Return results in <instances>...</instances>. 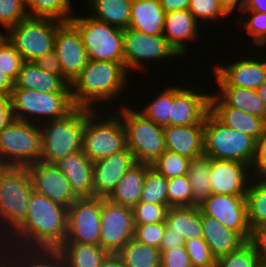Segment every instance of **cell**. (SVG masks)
<instances>
[{
	"label": "cell",
	"mask_w": 266,
	"mask_h": 267,
	"mask_svg": "<svg viewBox=\"0 0 266 267\" xmlns=\"http://www.w3.org/2000/svg\"><path fill=\"white\" fill-rule=\"evenodd\" d=\"M13 119L10 96L0 93V132Z\"/></svg>",
	"instance_id": "56"
},
{
	"label": "cell",
	"mask_w": 266,
	"mask_h": 267,
	"mask_svg": "<svg viewBox=\"0 0 266 267\" xmlns=\"http://www.w3.org/2000/svg\"><path fill=\"white\" fill-rule=\"evenodd\" d=\"M160 267H192L185 246L161 252Z\"/></svg>",
	"instance_id": "51"
},
{
	"label": "cell",
	"mask_w": 266,
	"mask_h": 267,
	"mask_svg": "<svg viewBox=\"0 0 266 267\" xmlns=\"http://www.w3.org/2000/svg\"><path fill=\"white\" fill-rule=\"evenodd\" d=\"M210 112L225 126L237 130L257 141L266 129V121L230 106H210Z\"/></svg>",
	"instance_id": "30"
},
{
	"label": "cell",
	"mask_w": 266,
	"mask_h": 267,
	"mask_svg": "<svg viewBox=\"0 0 266 267\" xmlns=\"http://www.w3.org/2000/svg\"><path fill=\"white\" fill-rule=\"evenodd\" d=\"M188 10L193 14L196 21L206 28L211 22L220 24V19L229 17L219 6L218 0H190Z\"/></svg>",
	"instance_id": "44"
},
{
	"label": "cell",
	"mask_w": 266,
	"mask_h": 267,
	"mask_svg": "<svg viewBox=\"0 0 266 267\" xmlns=\"http://www.w3.org/2000/svg\"><path fill=\"white\" fill-rule=\"evenodd\" d=\"M34 63H36L39 68H41L45 72L54 76H59L63 80V72L61 69L60 61L58 60V56L54 50L41 56L36 61H34Z\"/></svg>",
	"instance_id": "52"
},
{
	"label": "cell",
	"mask_w": 266,
	"mask_h": 267,
	"mask_svg": "<svg viewBox=\"0 0 266 267\" xmlns=\"http://www.w3.org/2000/svg\"><path fill=\"white\" fill-rule=\"evenodd\" d=\"M252 176L249 165L234 160L211 159L212 194L246 195Z\"/></svg>",
	"instance_id": "20"
},
{
	"label": "cell",
	"mask_w": 266,
	"mask_h": 267,
	"mask_svg": "<svg viewBox=\"0 0 266 267\" xmlns=\"http://www.w3.org/2000/svg\"><path fill=\"white\" fill-rule=\"evenodd\" d=\"M165 12L188 9L190 0H160Z\"/></svg>",
	"instance_id": "59"
},
{
	"label": "cell",
	"mask_w": 266,
	"mask_h": 267,
	"mask_svg": "<svg viewBox=\"0 0 266 267\" xmlns=\"http://www.w3.org/2000/svg\"><path fill=\"white\" fill-rule=\"evenodd\" d=\"M168 207H192L193 197L188 176L168 179Z\"/></svg>",
	"instance_id": "45"
},
{
	"label": "cell",
	"mask_w": 266,
	"mask_h": 267,
	"mask_svg": "<svg viewBox=\"0 0 266 267\" xmlns=\"http://www.w3.org/2000/svg\"><path fill=\"white\" fill-rule=\"evenodd\" d=\"M13 88L39 90L44 93H71L67 85L59 76L51 75L34 63L24 61Z\"/></svg>",
	"instance_id": "27"
},
{
	"label": "cell",
	"mask_w": 266,
	"mask_h": 267,
	"mask_svg": "<svg viewBox=\"0 0 266 267\" xmlns=\"http://www.w3.org/2000/svg\"><path fill=\"white\" fill-rule=\"evenodd\" d=\"M253 177L258 180L259 182H262L266 184V162L263 163L254 173Z\"/></svg>",
	"instance_id": "63"
},
{
	"label": "cell",
	"mask_w": 266,
	"mask_h": 267,
	"mask_svg": "<svg viewBox=\"0 0 266 267\" xmlns=\"http://www.w3.org/2000/svg\"><path fill=\"white\" fill-rule=\"evenodd\" d=\"M40 159V124L13 119L0 132V166L27 167Z\"/></svg>",
	"instance_id": "9"
},
{
	"label": "cell",
	"mask_w": 266,
	"mask_h": 267,
	"mask_svg": "<svg viewBox=\"0 0 266 267\" xmlns=\"http://www.w3.org/2000/svg\"><path fill=\"white\" fill-rule=\"evenodd\" d=\"M61 23L49 18L27 17L8 29L5 37L24 61L34 62L54 50L55 34Z\"/></svg>",
	"instance_id": "11"
},
{
	"label": "cell",
	"mask_w": 266,
	"mask_h": 267,
	"mask_svg": "<svg viewBox=\"0 0 266 267\" xmlns=\"http://www.w3.org/2000/svg\"><path fill=\"white\" fill-rule=\"evenodd\" d=\"M213 92L210 95V106H230L250 113L266 121V107L256 90L229 86L215 71ZM215 91V92H214Z\"/></svg>",
	"instance_id": "21"
},
{
	"label": "cell",
	"mask_w": 266,
	"mask_h": 267,
	"mask_svg": "<svg viewBox=\"0 0 266 267\" xmlns=\"http://www.w3.org/2000/svg\"><path fill=\"white\" fill-rule=\"evenodd\" d=\"M86 11L93 18L109 25L129 28L132 0H86Z\"/></svg>",
	"instance_id": "32"
},
{
	"label": "cell",
	"mask_w": 266,
	"mask_h": 267,
	"mask_svg": "<svg viewBox=\"0 0 266 267\" xmlns=\"http://www.w3.org/2000/svg\"><path fill=\"white\" fill-rule=\"evenodd\" d=\"M57 251L63 256L65 267H101L108 252L100 245L64 242Z\"/></svg>",
	"instance_id": "33"
},
{
	"label": "cell",
	"mask_w": 266,
	"mask_h": 267,
	"mask_svg": "<svg viewBox=\"0 0 266 267\" xmlns=\"http://www.w3.org/2000/svg\"><path fill=\"white\" fill-rule=\"evenodd\" d=\"M204 123L185 126H164L165 149L190 160L204 153Z\"/></svg>",
	"instance_id": "24"
},
{
	"label": "cell",
	"mask_w": 266,
	"mask_h": 267,
	"mask_svg": "<svg viewBox=\"0 0 266 267\" xmlns=\"http://www.w3.org/2000/svg\"><path fill=\"white\" fill-rule=\"evenodd\" d=\"M190 162L191 160L184 156L165 150L151 167L167 179H170L186 175Z\"/></svg>",
	"instance_id": "43"
},
{
	"label": "cell",
	"mask_w": 266,
	"mask_h": 267,
	"mask_svg": "<svg viewBox=\"0 0 266 267\" xmlns=\"http://www.w3.org/2000/svg\"><path fill=\"white\" fill-rule=\"evenodd\" d=\"M1 30V28H0ZM5 36V32L2 33V30L0 31V40Z\"/></svg>",
	"instance_id": "65"
},
{
	"label": "cell",
	"mask_w": 266,
	"mask_h": 267,
	"mask_svg": "<svg viewBox=\"0 0 266 267\" xmlns=\"http://www.w3.org/2000/svg\"><path fill=\"white\" fill-rule=\"evenodd\" d=\"M32 191L27 167L0 166V243L26 218Z\"/></svg>",
	"instance_id": "4"
},
{
	"label": "cell",
	"mask_w": 266,
	"mask_h": 267,
	"mask_svg": "<svg viewBox=\"0 0 266 267\" xmlns=\"http://www.w3.org/2000/svg\"><path fill=\"white\" fill-rule=\"evenodd\" d=\"M99 245L108 253H118L134 238L132 208L101 198Z\"/></svg>",
	"instance_id": "13"
},
{
	"label": "cell",
	"mask_w": 266,
	"mask_h": 267,
	"mask_svg": "<svg viewBox=\"0 0 266 267\" xmlns=\"http://www.w3.org/2000/svg\"><path fill=\"white\" fill-rule=\"evenodd\" d=\"M165 14L160 0H132L129 28L149 35H163Z\"/></svg>",
	"instance_id": "28"
},
{
	"label": "cell",
	"mask_w": 266,
	"mask_h": 267,
	"mask_svg": "<svg viewBox=\"0 0 266 267\" xmlns=\"http://www.w3.org/2000/svg\"><path fill=\"white\" fill-rule=\"evenodd\" d=\"M168 179L148 165L139 202L168 206Z\"/></svg>",
	"instance_id": "39"
},
{
	"label": "cell",
	"mask_w": 266,
	"mask_h": 267,
	"mask_svg": "<svg viewBox=\"0 0 266 267\" xmlns=\"http://www.w3.org/2000/svg\"><path fill=\"white\" fill-rule=\"evenodd\" d=\"M166 85L159 94L152 95L155 98L151 97L147 105L144 103L143 106L138 107L140 105L138 101L134 104L142 115L162 127L171 125V106L173 105V85Z\"/></svg>",
	"instance_id": "35"
},
{
	"label": "cell",
	"mask_w": 266,
	"mask_h": 267,
	"mask_svg": "<svg viewBox=\"0 0 266 267\" xmlns=\"http://www.w3.org/2000/svg\"><path fill=\"white\" fill-rule=\"evenodd\" d=\"M126 267H160L161 252L131 239L118 253Z\"/></svg>",
	"instance_id": "36"
},
{
	"label": "cell",
	"mask_w": 266,
	"mask_h": 267,
	"mask_svg": "<svg viewBox=\"0 0 266 267\" xmlns=\"http://www.w3.org/2000/svg\"><path fill=\"white\" fill-rule=\"evenodd\" d=\"M265 162H266V129L263 135L256 141L255 155L251 164L252 173H254Z\"/></svg>",
	"instance_id": "55"
},
{
	"label": "cell",
	"mask_w": 266,
	"mask_h": 267,
	"mask_svg": "<svg viewBox=\"0 0 266 267\" xmlns=\"http://www.w3.org/2000/svg\"><path fill=\"white\" fill-rule=\"evenodd\" d=\"M166 231L181 235L184 241L203 238L200 207H170L166 216Z\"/></svg>",
	"instance_id": "29"
},
{
	"label": "cell",
	"mask_w": 266,
	"mask_h": 267,
	"mask_svg": "<svg viewBox=\"0 0 266 267\" xmlns=\"http://www.w3.org/2000/svg\"><path fill=\"white\" fill-rule=\"evenodd\" d=\"M27 17L26 0H0V26L5 31Z\"/></svg>",
	"instance_id": "48"
},
{
	"label": "cell",
	"mask_w": 266,
	"mask_h": 267,
	"mask_svg": "<svg viewBox=\"0 0 266 267\" xmlns=\"http://www.w3.org/2000/svg\"><path fill=\"white\" fill-rule=\"evenodd\" d=\"M184 244L185 241L181 235L177 236L176 234H169L167 231H165L159 250L160 252H163L166 250H171L174 247L184 246Z\"/></svg>",
	"instance_id": "57"
},
{
	"label": "cell",
	"mask_w": 266,
	"mask_h": 267,
	"mask_svg": "<svg viewBox=\"0 0 266 267\" xmlns=\"http://www.w3.org/2000/svg\"><path fill=\"white\" fill-rule=\"evenodd\" d=\"M0 267H20L19 249L0 243Z\"/></svg>",
	"instance_id": "54"
},
{
	"label": "cell",
	"mask_w": 266,
	"mask_h": 267,
	"mask_svg": "<svg viewBox=\"0 0 266 267\" xmlns=\"http://www.w3.org/2000/svg\"><path fill=\"white\" fill-rule=\"evenodd\" d=\"M134 239L142 244L160 248L162 238L166 231V222L134 225Z\"/></svg>",
	"instance_id": "50"
},
{
	"label": "cell",
	"mask_w": 266,
	"mask_h": 267,
	"mask_svg": "<svg viewBox=\"0 0 266 267\" xmlns=\"http://www.w3.org/2000/svg\"><path fill=\"white\" fill-rule=\"evenodd\" d=\"M240 14L242 16L238 22L241 21V23L238 24H240V28L242 26L243 33L246 31L244 35H249L248 37L255 47H260L262 52L265 48L266 51V12L241 11Z\"/></svg>",
	"instance_id": "41"
},
{
	"label": "cell",
	"mask_w": 266,
	"mask_h": 267,
	"mask_svg": "<svg viewBox=\"0 0 266 267\" xmlns=\"http://www.w3.org/2000/svg\"><path fill=\"white\" fill-rule=\"evenodd\" d=\"M126 149V131L120 116L113 109L85 108L83 153L95 162Z\"/></svg>",
	"instance_id": "3"
},
{
	"label": "cell",
	"mask_w": 266,
	"mask_h": 267,
	"mask_svg": "<svg viewBox=\"0 0 266 267\" xmlns=\"http://www.w3.org/2000/svg\"><path fill=\"white\" fill-rule=\"evenodd\" d=\"M101 267H126L117 253H108L102 261Z\"/></svg>",
	"instance_id": "61"
},
{
	"label": "cell",
	"mask_w": 266,
	"mask_h": 267,
	"mask_svg": "<svg viewBox=\"0 0 266 267\" xmlns=\"http://www.w3.org/2000/svg\"><path fill=\"white\" fill-rule=\"evenodd\" d=\"M55 165L63 172L78 198L95 197L93 162L82 150L68 154Z\"/></svg>",
	"instance_id": "25"
},
{
	"label": "cell",
	"mask_w": 266,
	"mask_h": 267,
	"mask_svg": "<svg viewBox=\"0 0 266 267\" xmlns=\"http://www.w3.org/2000/svg\"><path fill=\"white\" fill-rule=\"evenodd\" d=\"M256 141L222 124L210 111L204 123V153L211 159L234 160L251 167Z\"/></svg>",
	"instance_id": "8"
},
{
	"label": "cell",
	"mask_w": 266,
	"mask_h": 267,
	"mask_svg": "<svg viewBox=\"0 0 266 267\" xmlns=\"http://www.w3.org/2000/svg\"><path fill=\"white\" fill-rule=\"evenodd\" d=\"M54 51L60 61L63 81L70 85L89 61L81 35L70 21L58 26Z\"/></svg>",
	"instance_id": "16"
},
{
	"label": "cell",
	"mask_w": 266,
	"mask_h": 267,
	"mask_svg": "<svg viewBox=\"0 0 266 267\" xmlns=\"http://www.w3.org/2000/svg\"><path fill=\"white\" fill-rule=\"evenodd\" d=\"M246 195L211 194L199 205L202 213L217 219L226 228L240 233L250 241Z\"/></svg>",
	"instance_id": "15"
},
{
	"label": "cell",
	"mask_w": 266,
	"mask_h": 267,
	"mask_svg": "<svg viewBox=\"0 0 266 267\" xmlns=\"http://www.w3.org/2000/svg\"><path fill=\"white\" fill-rule=\"evenodd\" d=\"M259 254L250 241L237 250L216 258L214 267H263Z\"/></svg>",
	"instance_id": "40"
},
{
	"label": "cell",
	"mask_w": 266,
	"mask_h": 267,
	"mask_svg": "<svg viewBox=\"0 0 266 267\" xmlns=\"http://www.w3.org/2000/svg\"><path fill=\"white\" fill-rule=\"evenodd\" d=\"M101 197L77 198L68 207L65 242L99 245L101 225Z\"/></svg>",
	"instance_id": "14"
},
{
	"label": "cell",
	"mask_w": 266,
	"mask_h": 267,
	"mask_svg": "<svg viewBox=\"0 0 266 267\" xmlns=\"http://www.w3.org/2000/svg\"><path fill=\"white\" fill-rule=\"evenodd\" d=\"M27 169L34 191L67 208L78 198L63 172L55 164L38 161L27 166Z\"/></svg>",
	"instance_id": "19"
},
{
	"label": "cell",
	"mask_w": 266,
	"mask_h": 267,
	"mask_svg": "<svg viewBox=\"0 0 266 267\" xmlns=\"http://www.w3.org/2000/svg\"><path fill=\"white\" fill-rule=\"evenodd\" d=\"M20 267H65L63 256L57 250L19 249Z\"/></svg>",
	"instance_id": "42"
},
{
	"label": "cell",
	"mask_w": 266,
	"mask_h": 267,
	"mask_svg": "<svg viewBox=\"0 0 266 267\" xmlns=\"http://www.w3.org/2000/svg\"><path fill=\"white\" fill-rule=\"evenodd\" d=\"M257 94L263 100L265 107H266V80L265 82L256 89Z\"/></svg>",
	"instance_id": "64"
},
{
	"label": "cell",
	"mask_w": 266,
	"mask_h": 267,
	"mask_svg": "<svg viewBox=\"0 0 266 267\" xmlns=\"http://www.w3.org/2000/svg\"><path fill=\"white\" fill-rule=\"evenodd\" d=\"M68 208L32 191L27 216L2 242L25 250H57L66 240Z\"/></svg>",
	"instance_id": "1"
},
{
	"label": "cell",
	"mask_w": 266,
	"mask_h": 267,
	"mask_svg": "<svg viewBox=\"0 0 266 267\" xmlns=\"http://www.w3.org/2000/svg\"><path fill=\"white\" fill-rule=\"evenodd\" d=\"M71 2L73 0H26V9L28 16L32 18H49L67 22L75 14Z\"/></svg>",
	"instance_id": "37"
},
{
	"label": "cell",
	"mask_w": 266,
	"mask_h": 267,
	"mask_svg": "<svg viewBox=\"0 0 266 267\" xmlns=\"http://www.w3.org/2000/svg\"><path fill=\"white\" fill-rule=\"evenodd\" d=\"M174 84L171 125L185 126L201 123L210 111L211 92L206 89L207 86L203 90V86H189L190 83H185L188 84L187 86L183 83L184 87Z\"/></svg>",
	"instance_id": "17"
},
{
	"label": "cell",
	"mask_w": 266,
	"mask_h": 267,
	"mask_svg": "<svg viewBox=\"0 0 266 267\" xmlns=\"http://www.w3.org/2000/svg\"><path fill=\"white\" fill-rule=\"evenodd\" d=\"M113 110L123 122L127 148L136 163L152 165L166 150L163 127L147 119L128 102L124 101L122 106Z\"/></svg>",
	"instance_id": "5"
},
{
	"label": "cell",
	"mask_w": 266,
	"mask_h": 267,
	"mask_svg": "<svg viewBox=\"0 0 266 267\" xmlns=\"http://www.w3.org/2000/svg\"><path fill=\"white\" fill-rule=\"evenodd\" d=\"M81 35L89 60L124 64L123 29L99 21L90 15H74L69 20Z\"/></svg>",
	"instance_id": "10"
},
{
	"label": "cell",
	"mask_w": 266,
	"mask_h": 267,
	"mask_svg": "<svg viewBox=\"0 0 266 267\" xmlns=\"http://www.w3.org/2000/svg\"><path fill=\"white\" fill-rule=\"evenodd\" d=\"M148 164L136 163L118 182L107 199L115 204L133 208L141 198Z\"/></svg>",
	"instance_id": "31"
},
{
	"label": "cell",
	"mask_w": 266,
	"mask_h": 267,
	"mask_svg": "<svg viewBox=\"0 0 266 267\" xmlns=\"http://www.w3.org/2000/svg\"><path fill=\"white\" fill-rule=\"evenodd\" d=\"M168 209L166 205L138 202L132 208L134 225L166 222Z\"/></svg>",
	"instance_id": "47"
},
{
	"label": "cell",
	"mask_w": 266,
	"mask_h": 267,
	"mask_svg": "<svg viewBox=\"0 0 266 267\" xmlns=\"http://www.w3.org/2000/svg\"><path fill=\"white\" fill-rule=\"evenodd\" d=\"M245 198L251 230L266 224V184L252 176Z\"/></svg>",
	"instance_id": "38"
},
{
	"label": "cell",
	"mask_w": 266,
	"mask_h": 267,
	"mask_svg": "<svg viewBox=\"0 0 266 267\" xmlns=\"http://www.w3.org/2000/svg\"><path fill=\"white\" fill-rule=\"evenodd\" d=\"M134 164L136 161L128 148L93 162L95 196L107 198Z\"/></svg>",
	"instance_id": "22"
},
{
	"label": "cell",
	"mask_w": 266,
	"mask_h": 267,
	"mask_svg": "<svg viewBox=\"0 0 266 267\" xmlns=\"http://www.w3.org/2000/svg\"><path fill=\"white\" fill-rule=\"evenodd\" d=\"M184 246L192 267H214L216 258L203 238L185 241Z\"/></svg>",
	"instance_id": "49"
},
{
	"label": "cell",
	"mask_w": 266,
	"mask_h": 267,
	"mask_svg": "<svg viewBox=\"0 0 266 267\" xmlns=\"http://www.w3.org/2000/svg\"><path fill=\"white\" fill-rule=\"evenodd\" d=\"M210 165L211 158L205 153L190 162L187 176L191 184L193 206H199L212 194Z\"/></svg>",
	"instance_id": "34"
},
{
	"label": "cell",
	"mask_w": 266,
	"mask_h": 267,
	"mask_svg": "<svg viewBox=\"0 0 266 267\" xmlns=\"http://www.w3.org/2000/svg\"><path fill=\"white\" fill-rule=\"evenodd\" d=\"M9 96L13 118L36 124L65 117L76 107L71 93L13 88Z\"/></svg>",
	"instance_id": "7"
},
{
	"label": "cell",
	"mask_w": 266,
	"mask_h": 267,
	"mask_svg": "<svg viewBox=\"0 0 266 267\" xmlns=\"http://www.w3.org/2000/svg\"><path fill=\"white\" fill-rule=\"evenodd\" d=\"M85 108L75 107L65 117L40 124L41 159L55 164L68 154L82 150Z\"/></svg>",
	"instance_id": "6"
},
{
	"label": "cell",
	"mask_w": 266,
	"mask_h": 267,
	"mask_svg": "<svg viewBox=\"0 0 266 267\" xmlns=\"http://www.w3.org/2000/svg\"><path fill=\"white\" fill-rule=\"evenodd\" d=\"M131 75L132 73L129 74L121 62L89 60L85 68L70 84L74 105L92 110H107L111 107L114 109L122 106L125 99H130L123 95H127V89L130 90L129 87L132 84L129 83L133 80ZM112 102L117 104L114 105Z\"/></svg>",
	"instance_id": "2"
},
{
	"label": "cell",
	"mask_w": 266,
	"mask_h": 267,
	"mask_svg": "<svg viewBox=\"0 0 266 267\" xmlns=\"http://www.w3.org/2000/svg\"><path fill=\"white\" fill-rule=\"evenodd\" d=\"M202 232L203 239L215 258L229 254L247 242L240 233L226 228L217 219L203 213Z\"/></svg>",
	"instance_id": "26"
},
{
	"label": "cell",
	"mask_w": 266,
	"mask_h": 267,
	"mask_svg": "<svg viewBox=\"0 0 266 267\" xmlns=\"http://www.w3.org/2000/svg\"><path fill=\"white\" fill-rule=\"evenodd\" d=\"M13 81L0 71V93L10 95Z\"/></svg>",
	"instance_id": "62"
},
{
	"label": "cell",
	"mask_w": 266,
	"mask_h": 267,
	"mask_svg": "<svg viewBox=\"0 0 266 267\" xmlns=\"http://www.w3.org/2000/svg\"><path fill=\"white\" fill-rule=\"evenodd\" d=\"M123 52L129 74L137 70L143 72L146 67L153 66V62L158 66L160 61L180 56L163 35H149L132 28L123 29Z\"/></svg>",
	"instance_id": "12"
},
{
	"label": "cell",
	"mask_w": 266,
	"mask_h": 267,
	"mask_svg": "<svg viewBox=\"0 0 266 267\" xmlns=\"http://www.w3.org/2000/svg\"><path fill=\"white\" fill-rule=\"evenodd\" d=\"M201 28L203 27L188 9L166 12L163 36L180 57L186 58V54L190 52L188 45H192L190 41L198 42Z\"/></svg>",
	"instance_id": "23"
},
{
	"label": "cell",
	"mask_w": 266,
	"mask_h": 267,
	"mask_svg": "<svg viewBox=\"0 0 266 267\" xmlns=\"http://www.w3.org/2000/svg\"><path fill=\"white\" fill-rule=\"evenodd\" d=\"M252 55V56H251ZM249 53L237 61L213 65L215 71L229 86L256 90L266 80V58ZM262 60V61H261Z\"/></svg>",
	"instance_id": "18"
},
{
	"label": "cell",
	"mask_w": 266,
	"mask_h": 267,
	"mask_svg": "<svg viewBox=\"0 0 266 267\" xmlns=\"http://www.w3.org/2000/svg\"><path fill=\"white\" fill-rule=\"evenodd\" d=\"M241 11L266 12V0H244Z\"/></svg>",
	"instance_id": "60"
},
{
	"label": "cell",
	"mask_w": 266,
	"mask_h": 267,
	"mask_svg": "<svg viewBox=\"0 0 266 267\" xmlns=\"http://www.w3.org/2000/svg\"><path fill=\"white\" fill-rule=\"evenodd\" d=\"M244 0H218L219 6L231 18L234 11L241 12Z\"/></svg>",
	"instance_id": "58"
},
{
	"label": "cell",
	"mask_w": 266,
	"mask_h": 267,
	"mask_svg": "<svg viewBox=\"0 0 266 267\" xmlns=\"http://www.w3.org/2000/svg\"><path fill=\"white\" fill-rule=\"evenodd\" d=\"M23 62L20 53L4 36L0 40V71L14 82Z\"/></svg>",
	"instance_id": "46"
},
{
	"label": "cell",
	"mask_w": 266,
	"mask_h": 267,
	"mask_svg": "<svg viewBox=\"0 0 266 267\" xmlns=\"http://www.w3.org/2000/svg\"><path fill=\"white\" fill-rule=\"evenodd\" d=\"M250 242L259 254L261 262L266 265V224L252 230Z\"/></svg>",
	"instance_id": "53"
}]
</instances>
